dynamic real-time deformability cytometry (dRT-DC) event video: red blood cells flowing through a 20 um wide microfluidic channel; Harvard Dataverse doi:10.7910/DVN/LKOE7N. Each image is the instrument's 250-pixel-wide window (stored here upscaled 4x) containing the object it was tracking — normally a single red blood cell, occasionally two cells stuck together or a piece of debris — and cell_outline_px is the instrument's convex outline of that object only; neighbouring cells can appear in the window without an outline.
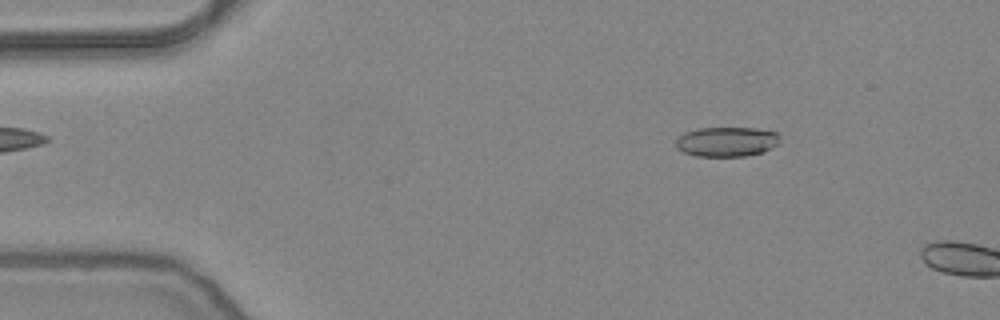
{"species": "common noctule bat (a hibernating species)", "species_latin": "Nyctalus noctula", "temperature_condition": "warm", "stored_images_in_passage": 9, "camera_frame_rate_fps": 3000, "um_per_image_px": 0.085, "animal": {"sex": "female", "body_mass_g": 24.6, "forearm_length_mm": 56.2}, "frame": {"image": 1, "passage_image": 7, "time_ms": 2.0, "image_size_px": [1000, 320], "cell_outline_px": [[780, 140], [776, 144], [764, 152], [744, 156], [696, 156], [684, 152], [676, 148], [676, 140], [684, 132], [700, 128], [756, 128], [776, 132]], "centroid_in_image_um": [61.75, 12.04], "position_along_channel_um": 23.2, "area_um2": 17.92}}